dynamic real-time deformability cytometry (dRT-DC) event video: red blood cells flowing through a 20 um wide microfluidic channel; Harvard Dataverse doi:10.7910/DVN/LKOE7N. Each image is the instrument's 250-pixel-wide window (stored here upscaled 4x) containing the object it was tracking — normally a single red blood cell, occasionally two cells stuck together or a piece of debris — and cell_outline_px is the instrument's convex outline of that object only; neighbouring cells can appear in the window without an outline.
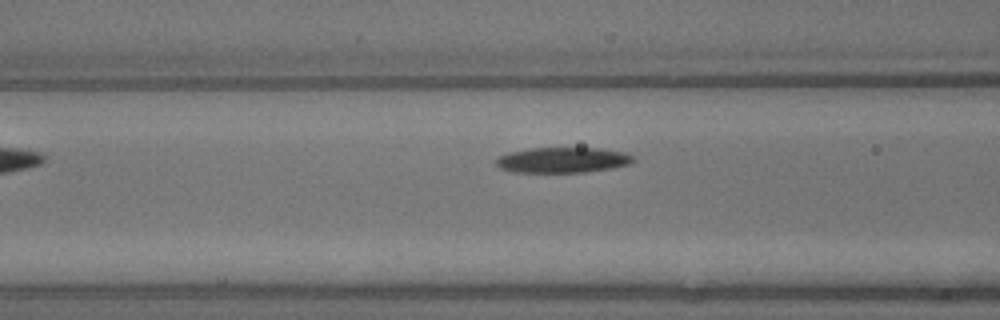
{"species": "common noctule bat (a hibernating species)", "species_latin": "Nyctalus noctula", "temperature_condition": "warm", "stored_images_in_passage": 8, "segment_of_instrument_passage": [2, 2], "camera_frame_rate_fps": 3000, "um_per_image_px": 0.085, "animal": {"sex": "male", "body_mass_g": 13.3}, "frame": {"image": 1, "passage_image": 8, "time_ms": 2.333, "image_size_px": [1000, 320], "cell_outline_px": [[636, 160], [628, 164], [612, 168], [584, 172], [512, 172], [500, 168], [496, 164], [496, 160], [500, 156], [508, 152], [532, 148], [600, 148], [624, 152], [632, 156]], "centroid_in_image_um": [47.82, 13.6], "position_along_channel_um": 118.8, "area_um2": 20.29}}